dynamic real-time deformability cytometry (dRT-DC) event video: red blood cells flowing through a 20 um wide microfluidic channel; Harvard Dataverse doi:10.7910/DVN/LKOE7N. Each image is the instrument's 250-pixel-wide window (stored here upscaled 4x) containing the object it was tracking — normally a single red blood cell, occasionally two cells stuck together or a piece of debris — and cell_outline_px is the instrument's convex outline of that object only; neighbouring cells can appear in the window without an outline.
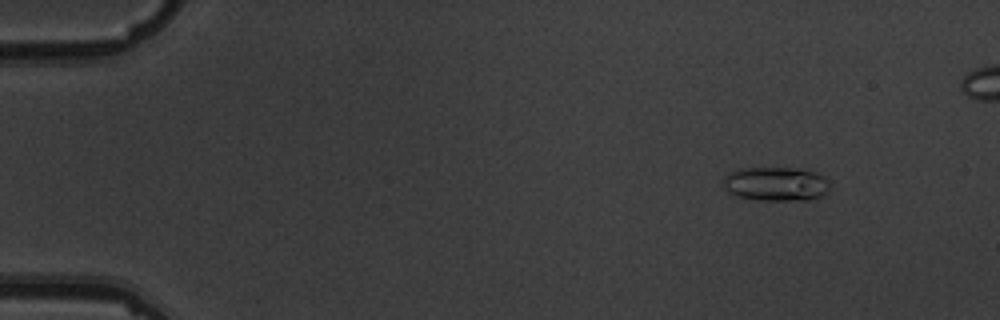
{"species": "common noctule bat (a hibernating species)", "species_latin": "Nyctalus noctula", "temperature_condition": "warm", "stored_images_in_passage": 6, "camera_frame_rate_fps": 3000, "um_per_image_px": 0.085, "animal": {"sex": "male", "body_mass_g": 19.5, "forearm_length_mm": 54.6}, "frame": {"image": 1, "passage_image": 2, "time_ms": 1.333, "image_size_px": [1000, 320], "cell_outline_px": [[828, 192], [820, 196], [808, 200], [760, 200], [736, 196], [728, 192], [724, 188], [724, 176], [728, 172], [740, 168], [800, 168], [816, 172], [824, 176], [828, 180]], "centroid_in_image_um": [65.94, 15.62], "position_along_channel_um": 19.1, "area_um2": 21.33}}